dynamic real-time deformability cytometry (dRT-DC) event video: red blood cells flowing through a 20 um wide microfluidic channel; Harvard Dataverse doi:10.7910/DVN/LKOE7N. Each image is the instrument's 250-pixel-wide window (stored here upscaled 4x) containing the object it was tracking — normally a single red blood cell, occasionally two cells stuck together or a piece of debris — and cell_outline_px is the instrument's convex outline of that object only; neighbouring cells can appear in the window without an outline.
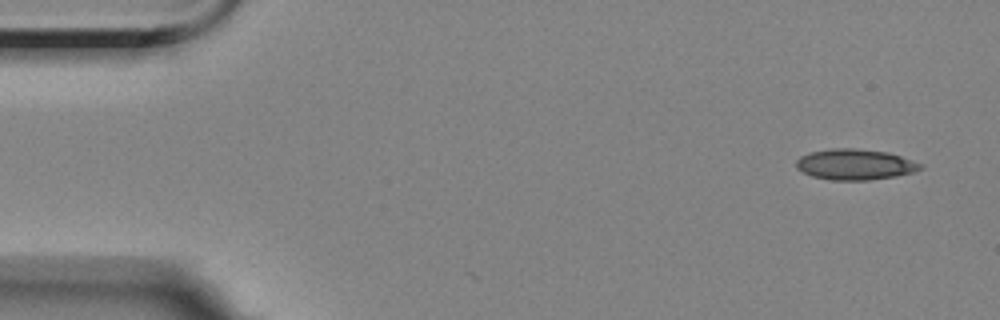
{"species": "Egyptian fruit bat (a non-hibernating species)", "species_latin": "Rousettus aegyptiacus", "temperature_condition": "room temperature", "stored_images_in_passage": 2, "camera_frame_rate_fps": 3000, "um_per_image_px": 0.085, "animal": {"sex": "female"}, "frame": {"image": 1, "passage_image": 1, "time_ms": 0.0, "image_size_px": [1000, 320], "cell_outline_px": [[924, 168], [912, 172], [896, 176], [868, 180], [832, 180], [812, 176], [796, 168], [796, 160], [800, 156], [808, 152], [832, 148], [856, 148], [888, 152], [900, 156], [920, 164]], "centroid_in_image_um": [72.63, 13.97], "position_along_channel_um": 12.4, "area_um2": 22.2}}